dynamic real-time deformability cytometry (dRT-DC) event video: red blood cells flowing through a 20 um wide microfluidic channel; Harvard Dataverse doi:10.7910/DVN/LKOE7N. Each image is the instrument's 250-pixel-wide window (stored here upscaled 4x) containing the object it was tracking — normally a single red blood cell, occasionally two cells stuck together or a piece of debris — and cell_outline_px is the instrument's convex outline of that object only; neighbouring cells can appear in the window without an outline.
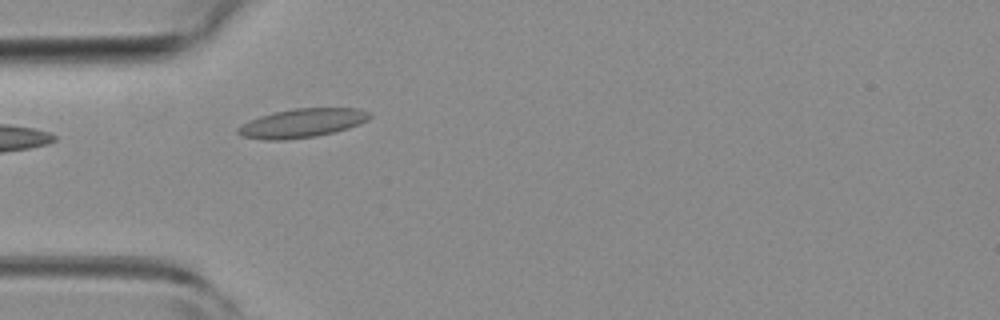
{"species": "common noctule bat (a hibernating species)", "species_latin": "Nyctalus noctula", "temperature_condition": "room temperature", "stored_images_in_passage": 8, "camera_frame_rate_fps": 3000, "um_per_image_px": 0.085, "animal": {"sex": "female", "body_mass_g": 19.3, "forearm_length_mm": 54.1}, "frame": {"image": 1, "passage_image": 1, "time_ms": 0.0, "image_size_px": [1000, 320], "cell_outline_px": [[372, 116], [368, 120], [348, 128], [316, 136], [284, 140], [264, 140], [240, 136], [236, 132], [236, 128], [260, 116], [292, 108], [360, 108], [372, 112]], "centroid_in_image_um": [25.7, 10.46], "position_along_channel_um": 59.3, "area_um2": 22.14}}